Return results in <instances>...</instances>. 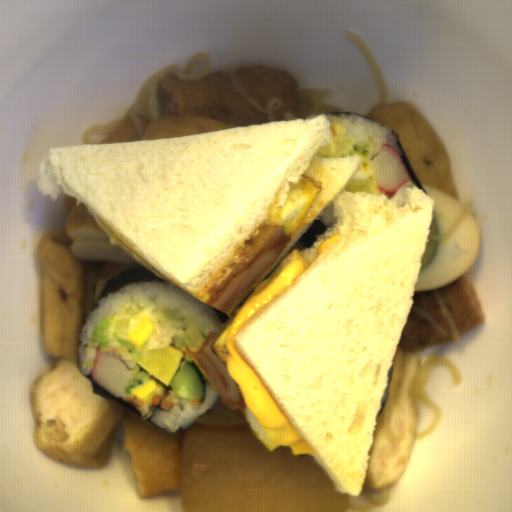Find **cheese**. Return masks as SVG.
Returning <instances> with one entry per match:
<instances>
[{"label": "cheese", "instance_id": "obj_1", "mask_svg": "<svg viewBox=\"0 0 512 512\" xmlns=\"http://www.w3.org/2000/svg\"><path fill=\"white\" fill-rule=\"evenodd\" d=\"M306 271L305 260L294 258L267 282L263 290L246 299L237 311L225 337L229 377L238 386L248 411L258 426L280 429L291 424L271 393L234 344L241 328Z\"/></svg>", "mask_w": 512, "mask_h": 512}, {"label": "cheese", "instance_id": "obj_2", "mask_svg": "<svg viewBox=\"0 0 512 512\" xmlns=\"http://www.w3.org/2000/svg\"><path fill=\"white\" fill-rule=\"evenodd\" d=\"M341 239V234H335L323 241L320 242L316 252V259L322 255L324 250L329 247L331 244H337Z\"/></svg>", "mask_w": 512, "mask_h": 512}]
</instances>
